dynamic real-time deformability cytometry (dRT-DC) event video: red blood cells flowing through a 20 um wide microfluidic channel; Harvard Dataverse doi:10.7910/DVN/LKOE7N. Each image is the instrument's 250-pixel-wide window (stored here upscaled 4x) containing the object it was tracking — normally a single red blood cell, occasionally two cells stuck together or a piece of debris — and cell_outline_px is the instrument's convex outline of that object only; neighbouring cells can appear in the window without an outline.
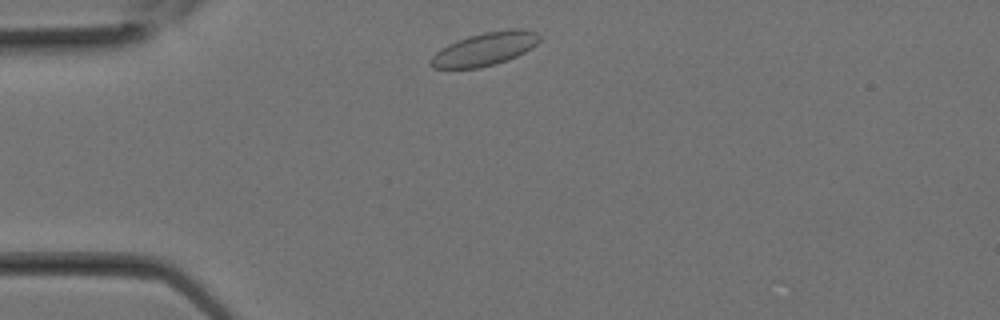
{"species": "Egyptian fruit bat (a non-hibernating species)", "species_latin": "Rousettus aegyptiacus", "temperature_condition": "room temperature", "stored_images_in_passage": 9, "camera_frame_rate_fps": 3000, "um_per_image_px": 0.085, "animal": {"sex": "female"}, "frame": {"image": 1, "passage_image": 1, "time_ms": 0.0, "image_size_px": [1000, 320], "cell_outline_px": [[540, 40], [532, 48], [516, 56], [496, 64], [480, 68], [432, 68], [428, 64], [428, 60], [440, 48], [448, 44], [468, 36], [484, 32], [512, 28], [524, 28], [536, 32], [540, 36]], "centroid_in_image_um": [41.2, 4.16], "position_along_channel_um": 43.8, "area_um2": 21.21}}
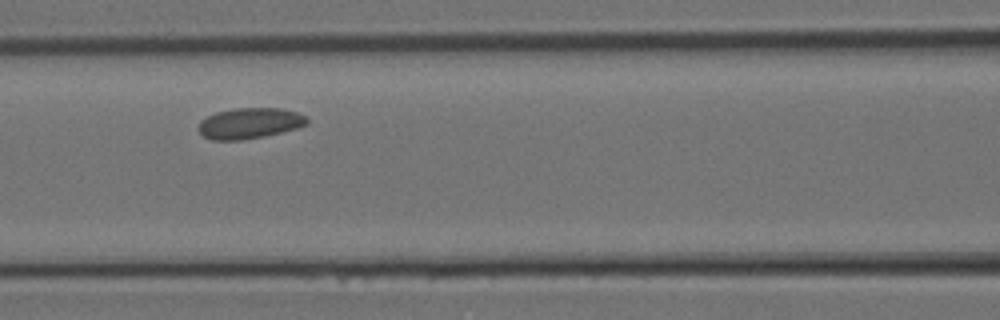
{"frame": {"image": 2, "passage_image": 6, "time_ms": 1.667, "image_size_px": [1000, 320], "cell_outline_px": [[308, 124], [296, 128], [264, 136], [244, 140], [212, 140], [204, 136], [196, 128], [200, 120], [216, 112], [236, 108], [280, 108], [296, 112], [308, 116]], "centroid_in_image_um": [21.2, 10.47], "position_along_channel_um": 145.4, "area_um2": 19.54}}
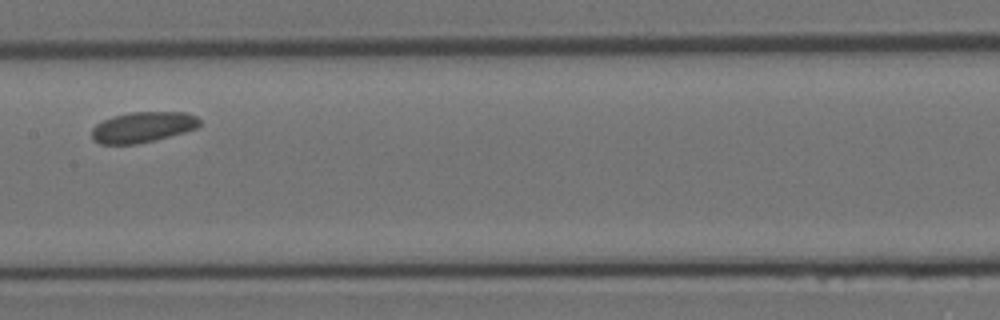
{"frame": {"image": 3, "passage_image": 8, "time_ms": 2.333, "image_size_px": [1000, 320], "cell_outline_px": [[200, 124], [196, 128], [184, 132], [136, 144], [100, 144], [92, 140], [92, 128], [96, 124], [112, 116], [132, 112], [184, 112], [196, 116], [200, 120]], "centroid_in_image_um": [12.1, 10.8], "position_along_channel_um": 195.3, "area_um2": 19.07}}